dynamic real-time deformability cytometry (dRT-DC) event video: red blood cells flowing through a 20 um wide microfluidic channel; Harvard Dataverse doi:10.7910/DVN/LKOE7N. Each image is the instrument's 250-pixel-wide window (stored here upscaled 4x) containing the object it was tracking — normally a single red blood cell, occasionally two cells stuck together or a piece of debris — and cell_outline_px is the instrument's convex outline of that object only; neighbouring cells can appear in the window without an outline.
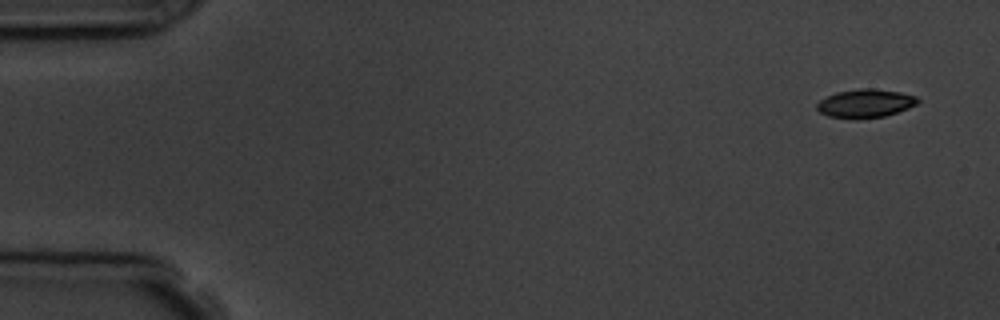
{"species": "common noctule bat (a hibernating species)", "species_latin": "Nyctalus noctula", "temperature_condition": "room temperature", "stored_images_in_passage": 5, "segment_of_instrument_passage": [1, 2], "camera_frame_rate_fps": 3000, "um_per_image_px": 0.085, "animal": {"sex": "male", "body_mass_g": 19.5, "forearm_length_mm": 54.6}, "frame": {"image": 1, "passage_image": 1, "time_ms": 0.0, "image_size_px": [1000, 320], "cell_outline_px": [[920, 100], [916, 104], [908, 108], [884, 116], [856, 120], [828, 116], [820, 112], [816, 108], [816, 104], [820, 100], [836, 92], [856, 88], [872, 88], [900, 92], [916, 96]], "centroid_in_image_um": [73.53, 8.79], "position_along_channel_um": 11.5, "area_um2": 16.88}}